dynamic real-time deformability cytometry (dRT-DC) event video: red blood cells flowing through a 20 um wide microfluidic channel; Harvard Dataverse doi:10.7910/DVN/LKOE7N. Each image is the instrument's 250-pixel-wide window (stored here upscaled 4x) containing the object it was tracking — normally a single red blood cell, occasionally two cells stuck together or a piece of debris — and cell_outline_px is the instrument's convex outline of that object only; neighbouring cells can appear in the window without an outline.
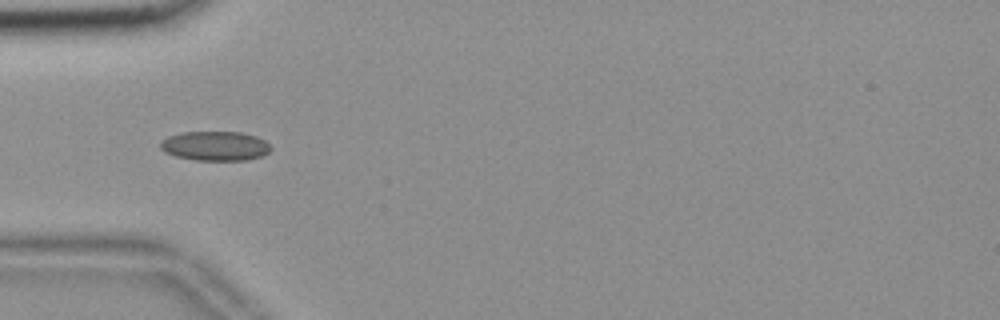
{"species": "common noctule bat (a hibernating species)", "species_latin": "Nyctalus noctula", "temperature_condition": "room temperature", "stored_images_in_passage": 39, "camera_frame_rate_fps": 3000, "um_per_image_px": 0.085, "animal": {"sex": "female", "body_mass_g": 18.4}, "frame": {"image": 1, "passage_image": 1, "time_ms": 0.0, "image_size_px": [1000, 320], "cell_outline_px": [[272, 148], [264, 156], [248, 160], [196, 160], [176, 156], [164, 152], [160, 148], [160, 140], [168, 136], [180, 132], [240, 132], [256, 136], [264, 140]], "centroid_in_image_um": [18.28, 12.4], "position_along_channel_um": 66.7, "area_um2": 19.07}}
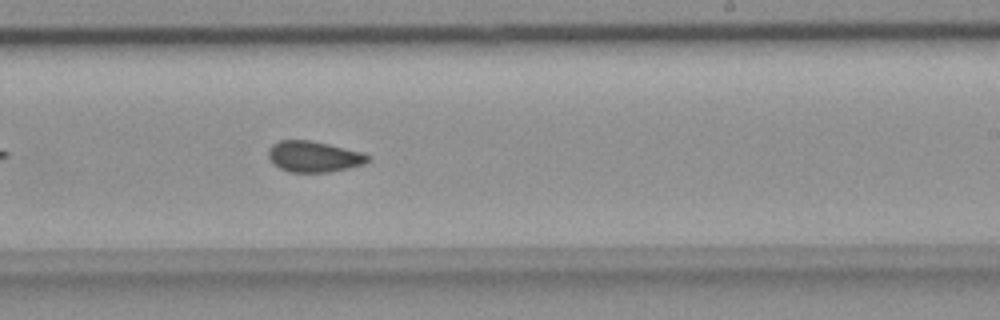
{"frame": {"image": 2, "passage_image": 17, "time_ms": 5.333, "image_size_px": [1000, 320], "cell_outline_px": [[368, 160], [364, 164], [328, 172], [288, 172], [272, 164], [268, 156], [268, 148], [272, 144], [280, 140], [308, 140], [328, 144], [364, 152], [368, 156]], "centroid_in_image_um": [26.63, 13.3], "position_along_channel_um": 262.4, "area_um2": 17.92}}
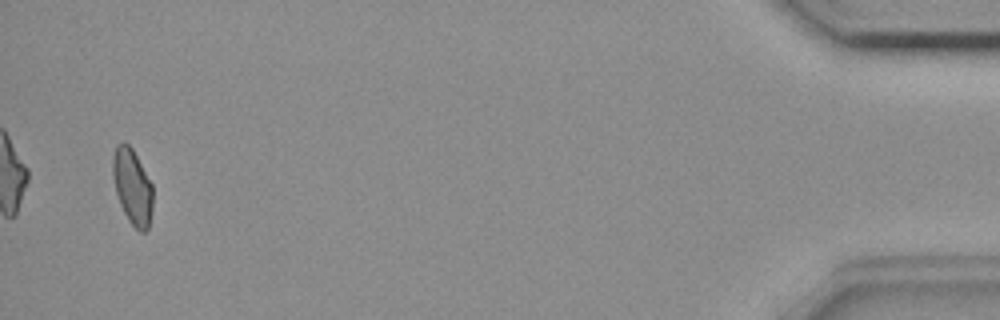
{"frame": {"image": 3, "passage_image": 37, "time_ms": 12.0, "image_size_px": [1000, 320], "cell_outline_px": [[152, 208], [148, 228], [144, 232], [140, 232], [128, 220], [120, 204], [116, 192], [112, 176], [112, 156], [116, 144], [124, 140], [132, 148], [152, 184]], "centroid_in_image_um": [11.23, 15.83], "position_along_channel_um": 424.0, "area_um2": 17.69}, "authors_computed_cell_mechanics": {"area_um2": 18.0914, "velocity_mm_per_s": 3.6903, "shape_relaxation_time_tau1_ms": null, "shape_relaxation_time_tau2_ms": 2.8992, "deformation_change_tau1": null, "deformation_change_tau2": 0.0746}}